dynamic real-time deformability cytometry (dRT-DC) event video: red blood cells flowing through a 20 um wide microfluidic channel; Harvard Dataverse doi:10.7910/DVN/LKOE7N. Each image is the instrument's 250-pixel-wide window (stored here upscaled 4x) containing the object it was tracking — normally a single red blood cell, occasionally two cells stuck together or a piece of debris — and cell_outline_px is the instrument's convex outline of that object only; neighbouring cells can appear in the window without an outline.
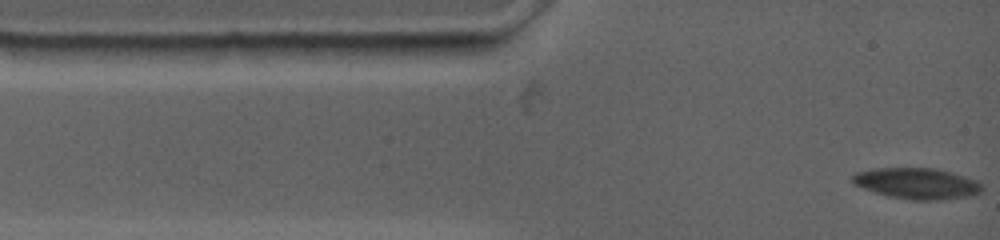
{"species": "common noctule bat (a hibernating species)", "species_latin": "Nyctalus noctula", "temperature_condition": "warm", "stored_images_in_passage": 63, "camera_frame_rate_fps": 4500, "um_per_image_px": 0.085, "animal": {"sex": "female", "body_mass_g": 19.0, "forearm_length_mm": 53.3}, "frame": {"image": 1, "passage_image": 1, "time_ms": 0.0, "image_size_px": [1000, 240], "cell_outline_px": [[980, 192], [968, 196], [940, 200], [916, 200], [888, 196], [864, 188], [856, 184], [852, 180], [852, 176], [856, 172], [880, 168], [932, 168], [948, 172], [972, 180], [980, 184]], "centroid_in_image_um": [77.88, 15.6], "position_along_channel_um": 7.1, "area_um2": 22.6}}
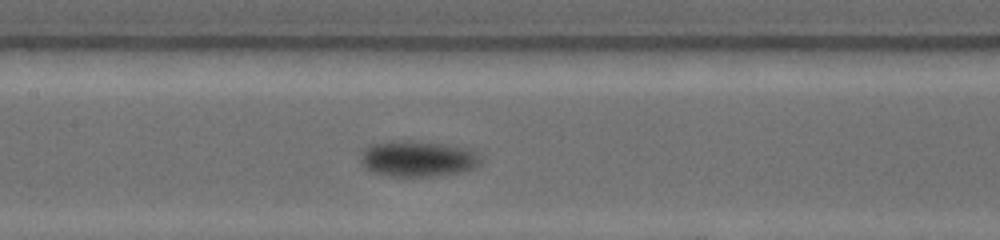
{"frame": {"image": 2, "passage_image": 25, "time_ms": 6.0, "image_size_px": [1000, 240], "cell_outline_px": [[480, 164], [476, 168], [460, 172], [436, 176], [384, 176], [372, 172], [364, 168], [360, 164], [360, 152], [368, 144], [388, 140], [412, 140], [448, 144], [464, 148], [476, 152], [480, 156]], "centroid_in_image_um": [35.43, 13.48], "position_along_channel_um": 172.0, "area_um2": 25.84}}
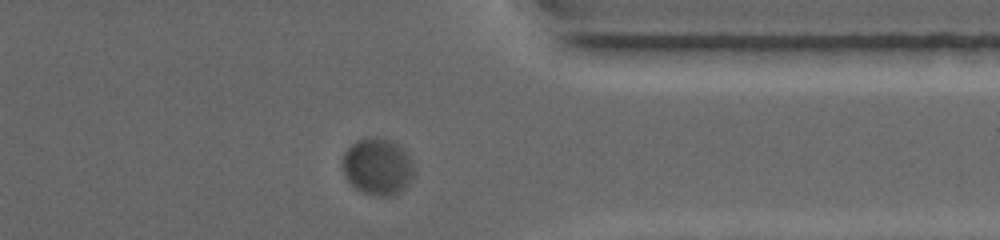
{"frame": {"image": 3, "passage_image": 55, "time_ms": 12.222, "image_size_px": [1000, 240], "cell_outline_px": [[412, 176], [408, 184], [400, 192], [392, 196], [372, 196], [356, 188], [344, 176], [344, 152], [356, 140], [368, 136], [376, 136], [392, 140], [404, 148], [408, 152], [412, 160]], "centroid_in_image_um": [32.11, 14.13], "position_along_channel_um": 379.3, "area_um2": 23.81}, "authors_computed_cell_mechanics": {"area_um2": 24.1604, "velocity_mm_per_s": 3.4596, "shape_relaxation_time_tau1_ms": 5.1037, "shape_relaxation_time_tau2_ms": null, "deformation_change_tau1": 0.1695, "deformation_change_tau2": null}}